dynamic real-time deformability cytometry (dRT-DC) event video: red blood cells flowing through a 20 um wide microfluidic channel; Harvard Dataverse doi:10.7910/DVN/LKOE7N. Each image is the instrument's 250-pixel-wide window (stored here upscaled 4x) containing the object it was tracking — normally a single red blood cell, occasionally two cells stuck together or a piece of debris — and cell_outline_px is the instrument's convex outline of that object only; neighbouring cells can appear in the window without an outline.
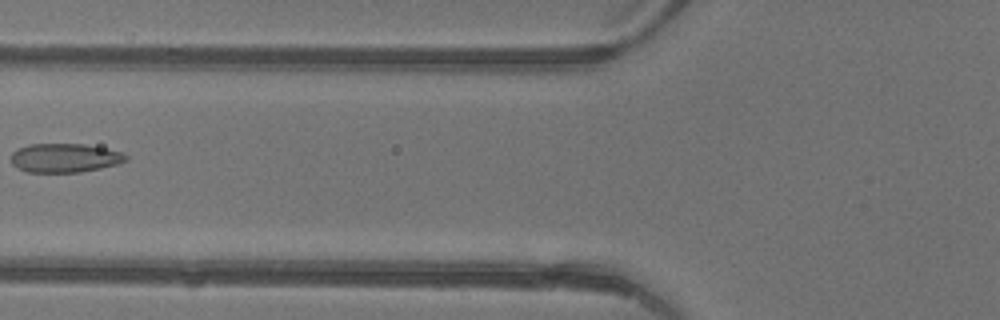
{"species": "common noctule bat (a hibernating species)", "species_latin": "Nyctalus noctula", "temperature_condition": "warm", "stored_images_in_passage": 4, "camera_frame_rate_fps": 3000, "um_per_image_px": 0.085, "animal": {"sex": "female"}, "frame": {"image": 1, "passage_image": 4, "time_ms": 1.0, "image_size_px": [1000, 320], "cell_outline_px": [[128, 160], [116, 164], [100, 168], [80, 172], [28, 172], [16, 168], [12, 164], [12, 152], [28, 144], [84, 144], [124, 152], [128, 156]], "centroid_in_image_um": [5.51, 13.42], "position_along_channel_um": 120.3, "area_um2": 19.36}}